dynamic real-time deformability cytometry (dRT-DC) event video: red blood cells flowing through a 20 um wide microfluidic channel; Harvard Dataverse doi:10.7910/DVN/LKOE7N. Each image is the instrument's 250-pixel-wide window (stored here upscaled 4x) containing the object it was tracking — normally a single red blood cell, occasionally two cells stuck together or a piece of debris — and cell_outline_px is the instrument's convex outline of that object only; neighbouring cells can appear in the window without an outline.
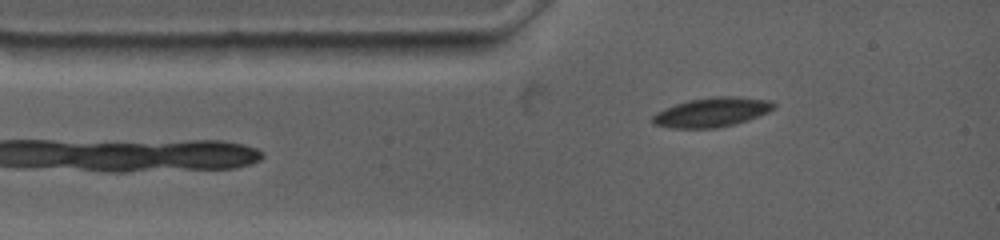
{"species": "common noctule bat (a hibernating species)", "species_latin": "Nyctalus noctula", "temperature_condition": "warm", "stored_images_in_passage": 54, "camera_frame_rate_fps": 4500, "um_per_image_px": 0.085, "animal": {"sex": "female", "body_mass_g": 19.0, "forearm_length_mm": 53.3}, "frame": {"image": 1, "passage_image": 5, "time_ms": 1.333, "image_size_px": [1000, 240], "cell_outline_px": [[776, 108], [768, 112], [748, 120], [736, 124], [716, 128], [668, 128], [652, 124], [652, 116], [656, 112], [664, 108], [688, 100], [716, 96], [736, 96], [772, 100], [776, 104]], "centroid_in_image_um": [60.52, 9.54], "position_along_channel_um": 24.5, "area_um2": 21.04}}
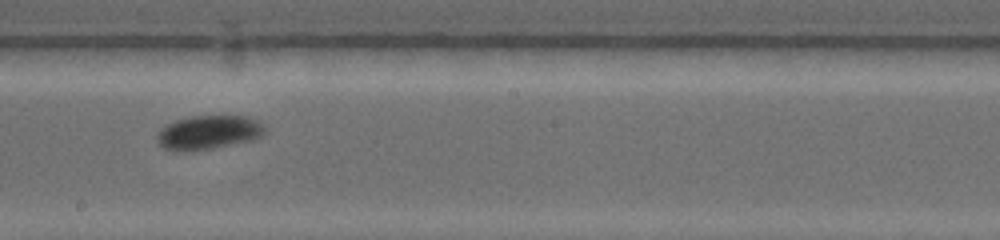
{"frame": {"image": 2, "passage_image": 28, "time_ms": 7.333, "image_size_px": [1000, 240], "cell_outline_px": [[264, 132], [260, 136], [252, 140], [212, 148], [164, 148], [156, 140], [156, 136], [160, 128], [176, 120], [192, 116], [252, 116], [260, 120], [264, 124]], "centroid_in_image_um": [17.8, 11.19], "position_along_channel_um": 230.4, "area_um2": 20.69}}
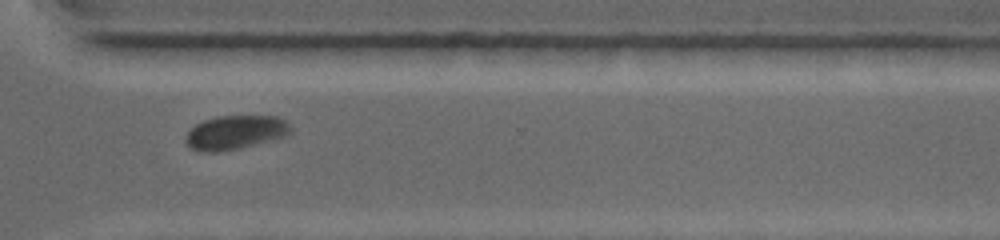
{"frame": {"image": 3, "passage_image": 47, "time_ms": 10.667, "image_size_px": [1000, 240], "cell_outline_px": [[292, 132], [284, 136], [240, 148], [216, 152], [200, 152], [184, 144], [184, 136], [196, 124], [204, 120], [216, 116], [276, 116], [284, 120], [292, 128]], "centroid_in_image_um": [19.95, 11.26], "position_along_channel_um": 350.7, "area_um2": 20.75}, "authors_computed_cell_mechanics": {"area_um2": 20.9525, "velocity_mm_per_s": 3.5936, "shape_relaxation_time_tau1_ms": 3.9819, "shape_relaxation_time_tau2_ms": null, "deformation_change_tau1": 0.1175, "deformation_change_tau2": null}}